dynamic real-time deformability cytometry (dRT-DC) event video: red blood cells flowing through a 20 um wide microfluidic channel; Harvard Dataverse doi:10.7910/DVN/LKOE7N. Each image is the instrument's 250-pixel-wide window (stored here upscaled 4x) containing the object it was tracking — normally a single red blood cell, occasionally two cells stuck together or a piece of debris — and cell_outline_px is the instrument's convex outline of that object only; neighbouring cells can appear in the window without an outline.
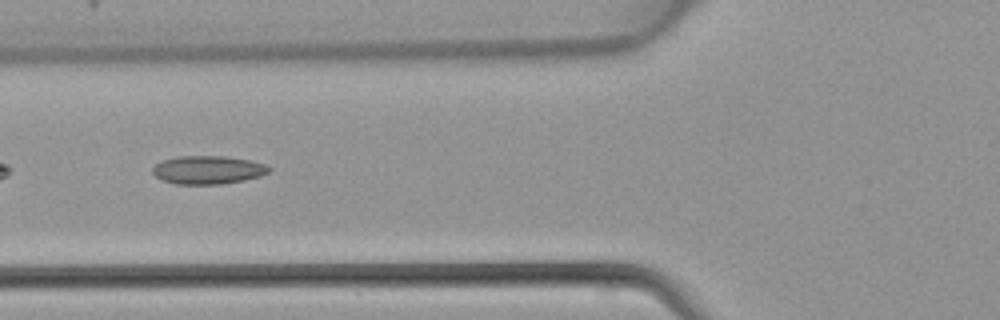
{"species": "common noctule bat (a hibernating species)", "species_latin": "Nyctalus noctula", "temperature_condition": "warm", "stored_images_in_passage": 44, "camera_frame_rate_fps": 3000, "um_per_image_px": 0.085, "animal": {"sex": "female", "body_mass_g": 22.7, "forearm_length_mm": 54.2}, "frame": {"image": 1, "passage_image": 17, "time_ms": 5.333, "image_size_px": [1000, 320], "cell_outline_px": [[272, 168], [268, 172], [260, 176], [244, 180], [220, 184], [176, 184], [160, 180], [152, 172], [152, 168], [156, 164], [164, 160], [180, 156], [224, 156], [248, 160], [264, 164]], "centroid_in_image_um": [17.65, 14.45], "position_along_channel_um": 108.1, "area_um2": 19.07}}
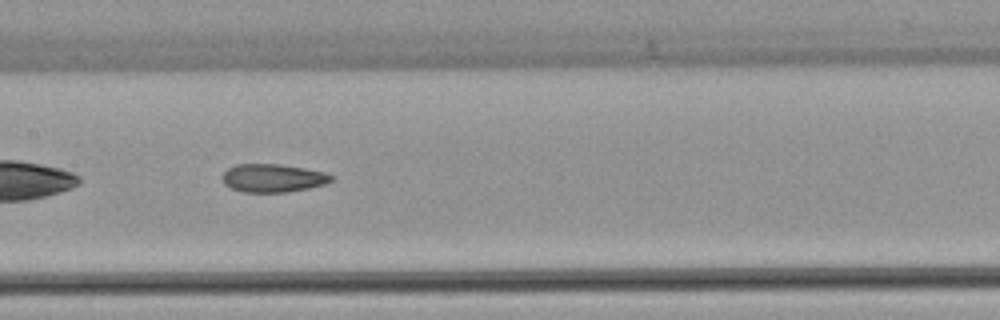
{"frame": {"image": 2, "passage_image": 22, "time_ms": 7.0, "image_size_px": [1000, 320], "cell_outline_px": [[336, 176], [332, 180], [324, 184], [308, 188], [284, 192], [244, 192], [232, 188], [224, 184], [220, 176], [228, 168], [236, 164], [280, 164], [304, 168], [324, 172]], "centroid_in_image_um": [23.18, 15.12], "position_along_channel_um": 184.2, "area_um2": 17.92}}
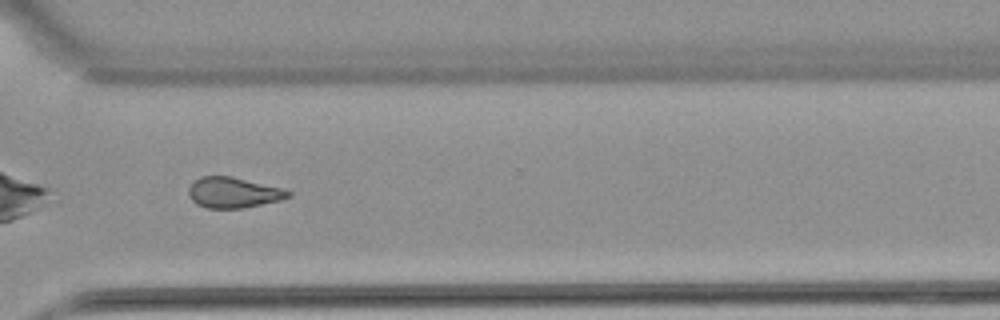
{"frame": {"image": 3, "passage_image": 33, "time_ms": 10.667, "image_size_px": [1000, 320], "cell_outline_px": [[292, 196], [280, 200], [244, 208], [208, 208], [196, 204], [188, 196], [188, 188], [200, 176], [232, 176], [284, 188], [292, 192]], "centroid_in_image_um": [19.86, 16.36], "position_along_channel_um": 350.7, "area_um2": 17.92}}